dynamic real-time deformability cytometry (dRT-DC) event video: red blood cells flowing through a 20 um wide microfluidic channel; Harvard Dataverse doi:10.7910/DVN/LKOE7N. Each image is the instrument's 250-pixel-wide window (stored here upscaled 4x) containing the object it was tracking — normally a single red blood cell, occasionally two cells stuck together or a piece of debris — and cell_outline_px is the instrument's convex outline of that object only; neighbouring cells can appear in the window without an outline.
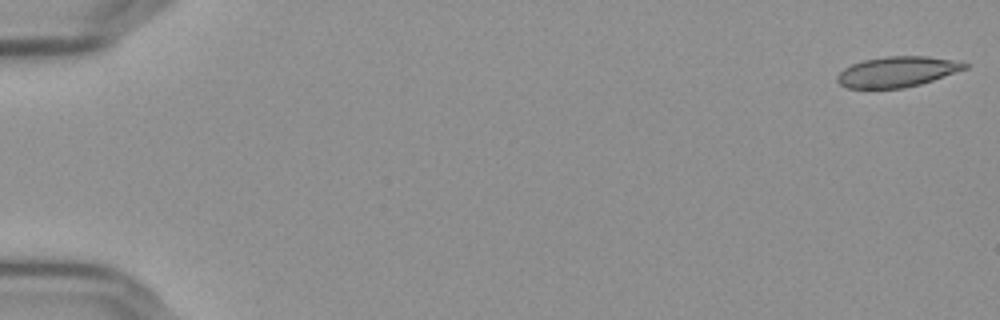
{"species": "Egyptian fruit bat (a non-hibernating species)", "species_latin": "Rousettus aegyptiacus", "temperature_condition": "cold", "stored_images_in_passage": 56, "camera_frame_rate_fps": 3000, "um_per_image_px": 0.085, "frame": {"image": 1, "passage_image": 1, "time_ms": 0.0, "image_size_px": [1000, 320], "cell_outline_px": [[968, 68], [920, 84], [904, 88], [848, 88], [840, 84], [836, 80], [836, 76], [844, 68], [852, 64], [864, 60], [888, 56], [928, 56], [952, 60], [968, 64]], "centroid_in_image_um": [76.24, 6.1], "position_along_channel_um": 8.8, "area_um2": 22.43}}
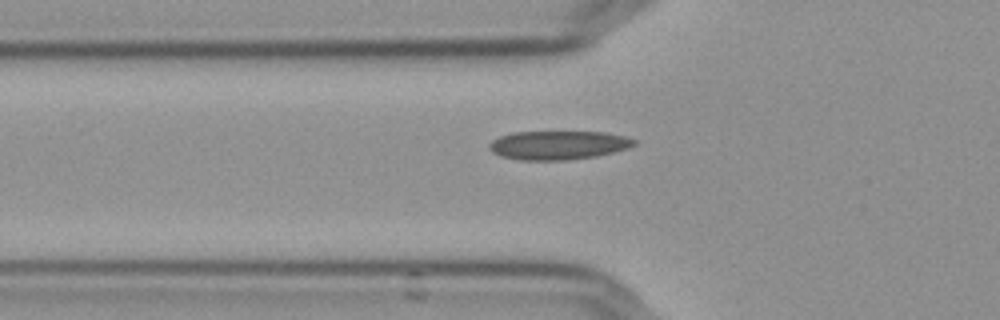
{"frame": {"image": 2, "passage_image": 20, "time_ms": 6.333, "image_size_px": [1000, 320], "cell_outline_px": [[636, 144], [628, 148], [596, 156], [568, 160], [516, 160], [500, 156], [492, 152], [488, 148], [488, 144], [492, 140], [500, 136], [512, 132], [604, 132], [624, 136], [636, 140]], "centroid_in_image_um": [47.4, 12.34], "position_along_channel_um": 78.4, "area_um2": 24.39}}
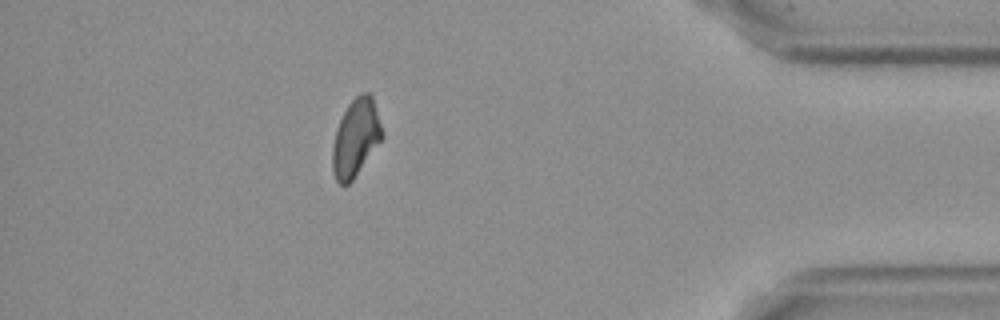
{"frame": {"image": 3, "passage_image": 50, "time_ms": 16.333, "image_size_px": [1000, 320], "cell_outline_px": [[384, 136], [352, 180], [348, 184], [340, 184], [336, 180], [332, 172], [332, 144], [336, 128], [348, 104], [360, 92], [368, 92], [372, 96], [384, 132]], "centroid_in_image_um": [30.23, 11.7], "position_along_channel_um": 405.0, "area_um2": 22.37}, "authors_computed_cell_mechanics": {"area_um2": 23.2645, "velocity_mm_per_s": 3.6411, "shape_relaxation_time_tau1_ms": 10.2749, "shape_relaxation_time_tau2_ms": 5.8074, "deformation_change_tau1": 0.1676, "deformation_change_tau2": 0.0953}}